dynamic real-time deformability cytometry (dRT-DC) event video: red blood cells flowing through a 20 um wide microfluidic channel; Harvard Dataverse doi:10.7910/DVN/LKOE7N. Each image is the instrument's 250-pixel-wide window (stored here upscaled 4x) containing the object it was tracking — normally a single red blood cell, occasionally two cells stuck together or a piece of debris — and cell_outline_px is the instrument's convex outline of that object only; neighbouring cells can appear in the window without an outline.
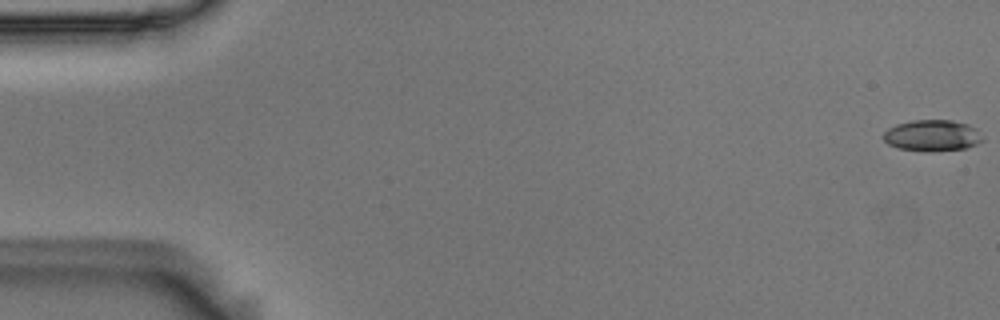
{"species": "Egyptian fruit bat (a non-hibernating species)", "species_latin": "Rousettus aegyptiacus", "temperature_condition": "room temperature", "stored_images_in_passage": 15, "camera_frame_rate_fps": 3000, "um_per_image_px": 0.085, "animal": {"sex": "male"}, "frame": {"image": 1, "passage_image": 1, "time_ms": 0.0, "image_size_px": [1000, 320], "cell_outline_px": [[984, 140], [976, 144], [964, 148], [928, 152], [896, 148], [888, 144], [880, 136], [888, 128], [896, 124], [912, 120], [952, 120], [968, 124], [976, 128], [984, 136]], "centroid_in_image_um": [79.22, 11.52], "position_along_channel_um": 5.8, "area_um2": 18.38}}
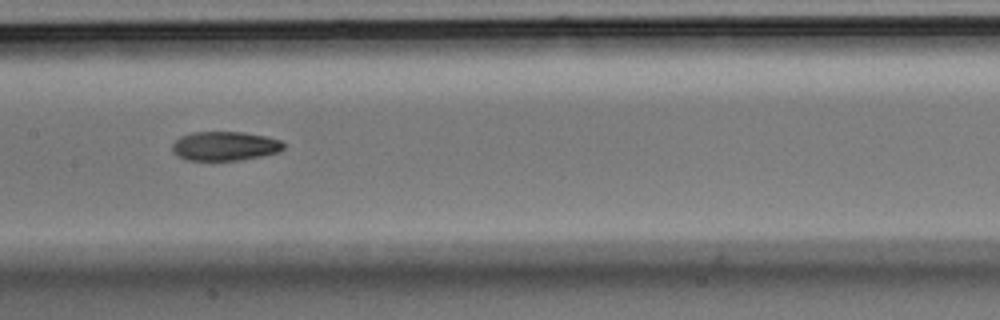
{"frame": {"image": 2, "passage_image": 8, "time_ms": 2.333, "image_size_px": [1000, 320], "cell_outline_px": [[284, 148], [280, 152], [240, 160], [188, 160], [172, 152], [172, 144], [180, 136], [192, 132], [244, 132], [264, 136], [280, 140], [284, 144]], "centroid_in_image_um": [19.11, 12.41], "position_along_channel_um": 188.3, "area_um2": 18.84}}
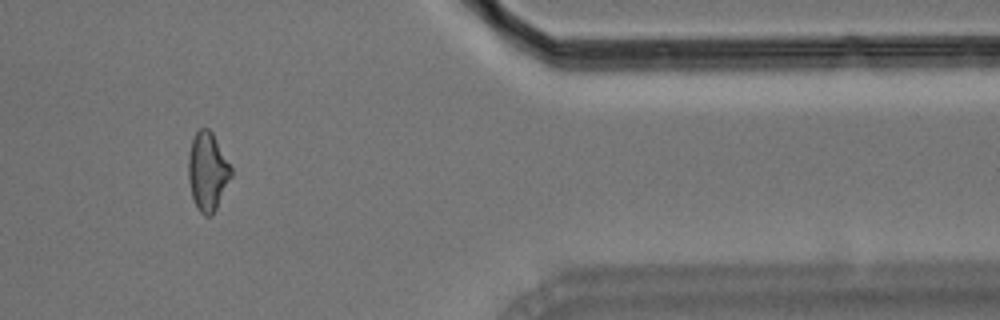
{"frame": {"image": 3, "passage_image": 13, "time_ms": 4.0, "image_size_px": [1000, 320], "cell_outline_px": [[232, 176], [212, 216], [204, 216], [196, 208], [192, 196], [188, 180], [188, 152], [192, 140], [196, 132], [200, 128], [208, 128], [212, 132], [232, 168]], "centroid_in_image_um": [17.63, 14.59], "position_along_channel_um": 393.8, "area_um2": 19.59}}